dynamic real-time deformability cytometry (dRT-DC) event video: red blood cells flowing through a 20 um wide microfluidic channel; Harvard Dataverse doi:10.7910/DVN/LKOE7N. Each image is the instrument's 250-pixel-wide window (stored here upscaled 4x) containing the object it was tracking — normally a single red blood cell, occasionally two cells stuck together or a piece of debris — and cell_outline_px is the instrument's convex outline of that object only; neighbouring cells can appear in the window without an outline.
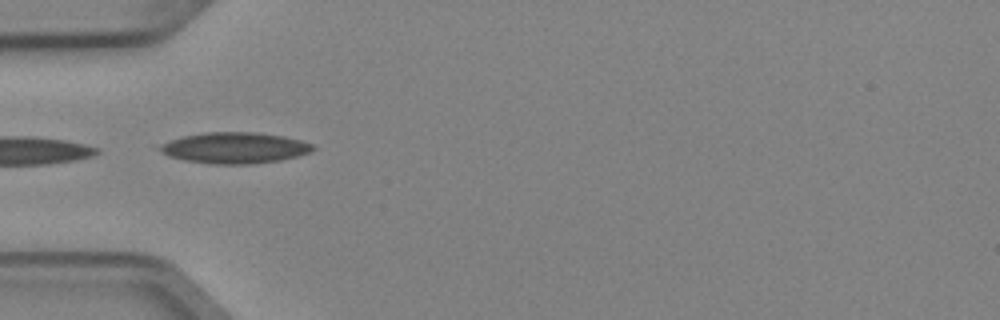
{"species": "Egyptian fruit bat (a non-hibernating species)", "species_latin": "Rousettus aegyptiacus", "temperature_condition": "cold", "stored_images_in_passage": 3, "camera_frame_rate_fps": 3000, "um_per_image_px": 0.085, "animal": {"sex": "female"}, "frame": {"image": 1, "passage_image": 1, "time_ms": 0.0, "image_size_px": [1000, 320], "cell_outline_px": [[316, 148], [308, 152], [296, 156], [280, 160], [252, 164], [208, 164], [184, 160], [168, 156], [160, 152], [160, 144], [184, 136], [204, 132], [256, 132], [284, 136], [300, 140], [312, 144]], "centroid_in_image_um": [19.93, 12.57], "position_along_channel_um": 65.1, "area_um2": 27.63}}
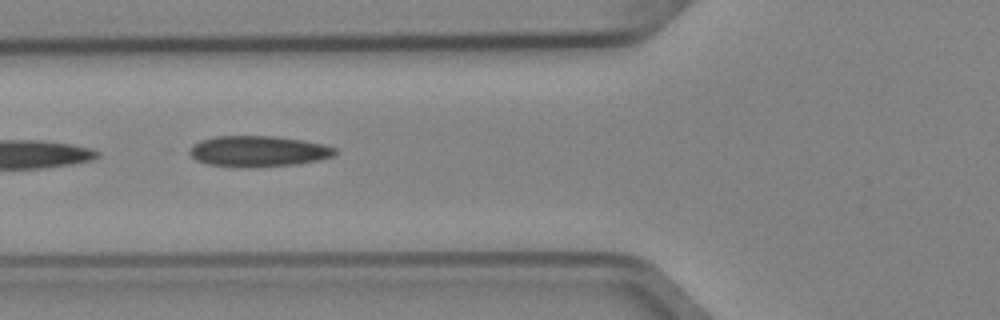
{"frame": {"image": 2, "passage_image": 2, "time_ms": 0.333, "image_size_px": [1000, 320], "cell_outline_px": [[336, 152], [332, 156], [320, 160], [296, 164], [252, 168], [244, 168], [208, 164], [196, 160], [188, 152], [200, 140], [216, 136], [272, 136], [300, 140], [324, 144], [336, 148]], "centroid_in_image_um": [21.96, 12.87], "position_along_channel_um": 103.8, "area_um2": 26.13}}
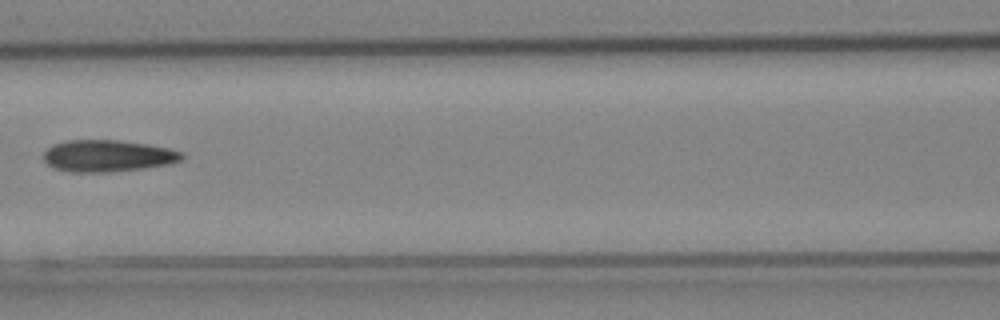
{"frame": {"image": 3, "passage_image": 3, "time_ms": 0.667, "image_size_px": [1000, 320], "cell_outline_px": [[184, 156], [180, 160], [168, 164], [144, 168], [108, 172], [72, 172], [56, 168], [48, 164], [44, 160], [44, 152], [52, 144], [68, 140], [120, 140], [148, 144], [168, 148], [184, 152]], "centroid_in_image_um": [9.16, 13.24], "position_along_channel_um": 157.4, "area_um2": 25.55}}